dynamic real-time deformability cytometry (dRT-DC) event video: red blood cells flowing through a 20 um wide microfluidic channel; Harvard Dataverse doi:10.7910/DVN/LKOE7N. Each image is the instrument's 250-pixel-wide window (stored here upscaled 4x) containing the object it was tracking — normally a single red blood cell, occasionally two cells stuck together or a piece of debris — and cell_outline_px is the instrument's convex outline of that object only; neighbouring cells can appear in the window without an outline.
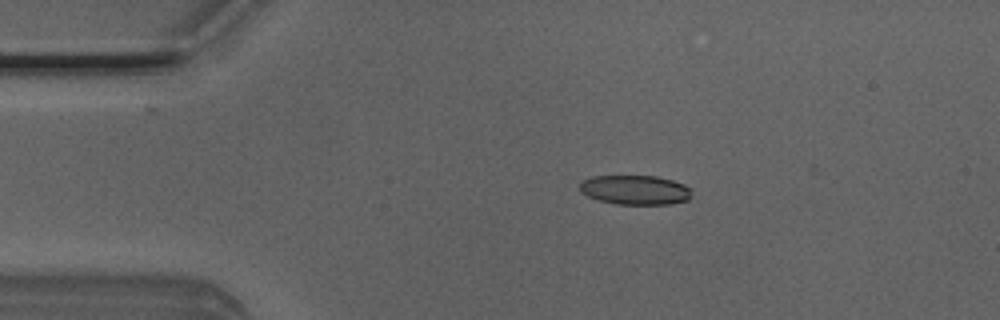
{"species": "Egyptian fruit bat (a non-hibernating species)", "species_latin": "Rousettus aegyptiacus", "temperature_condition": "room temperature", "stored_images_in_passage": 51, "camera_frame_rate_fps": 3000, "um_per_image_px": 0.085, "animal": {"sex": "male"}, "frame": {"image": 1, "passage_image": 10, "time_ms": 3.0, "image_size_px": [1000, 320], "cell_outline_px": [[692, 196], [688, 200], [668, 204], [616, 204], [600, 200], [588, 196], [580, 192], [580, 184], [584, 180], [592, 176], [656, 176], [672, 180], [684, 184], [688, 188]], "centroid_in_image_um": [53.99, 16.14], "position_along_channel_um": 31.0, "area_um2": 19.07}}
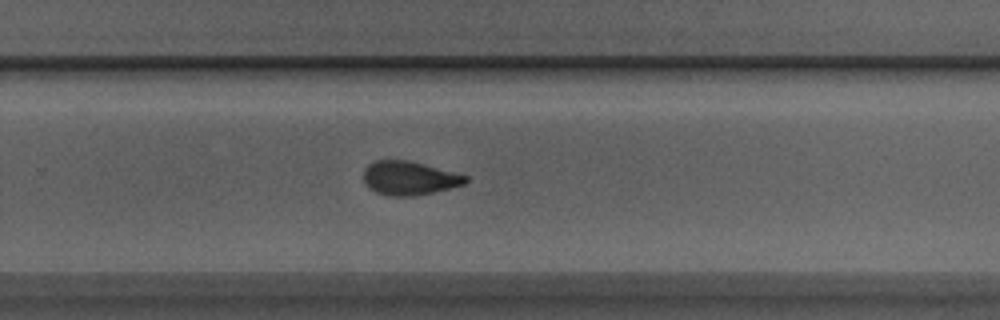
{"frame": {"image": 2, "passage_image": 33, "time_ms": 10.667, "image_size_px": [1000, 320], "cell_outline_px": [[468, 180], [464, 184], [432, 192], [412, 196], [388, 196], [376, 192], [368, 188], [364, 180], [364, 168], [368, 164], [376, 160], [408, 160], [424, 164], [468, 176]], "centroid_in_image_um": [34.75, 15.13], "position_along_channel_um": 295.1, "area_um2": 19.94}}
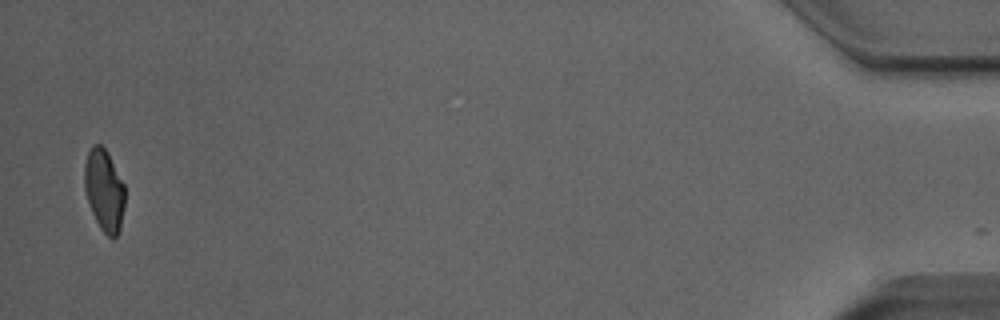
{"frame": {"image": 3, "passage_image": 50, "time_ms": 16.333, "image_size_px": [1000, 320], "cell_outline_px": [[124, 204], [120, 228], [116, 236], [112, 240], [100, 228], [92, 212], [84, 188], [84, 164], [88, 152], [92, 144], [100, 144], [104, 148], [124, 184]], "centroid_in_image_um": [8.84, 16.17], "position_along_channel_um": 426.4, "area_um2": 19.02}, "authors_computed_cell_mechanics": {"area_um2": 19.9988, "velocity_mm_per_s": 4.0247, "shape_relaxation_time_tau1_ms": 9.2576, "shape_relaxation_time_tau2_ms": 2.4093, "deformation_change_tau1": 0.2142, "deformation_change_tau2": 0.0911}}